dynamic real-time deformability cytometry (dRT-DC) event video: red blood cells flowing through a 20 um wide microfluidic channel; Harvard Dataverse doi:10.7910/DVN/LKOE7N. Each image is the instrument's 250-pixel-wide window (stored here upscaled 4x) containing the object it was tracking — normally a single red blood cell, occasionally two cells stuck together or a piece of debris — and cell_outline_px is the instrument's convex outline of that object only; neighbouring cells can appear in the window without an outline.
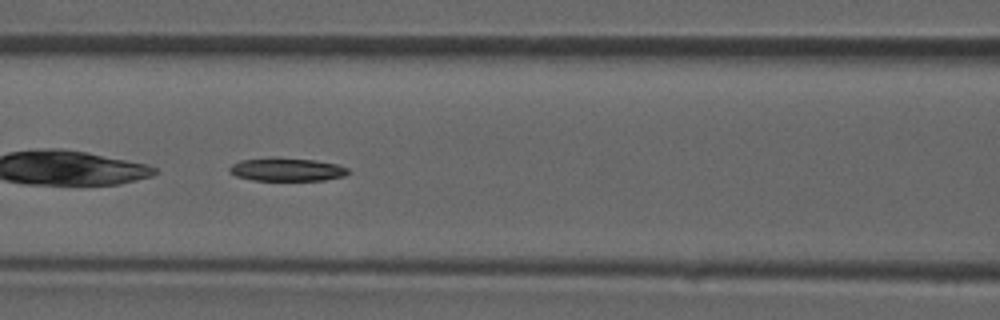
{"species": "common noctule bat (a hibernating species)", "species_latin": "Nyctalus noctula", "temperature_condition": "room temperature", "stored_images_in_passage": 37, "camera_frame_rate_fps": 3000, "um_per_image_px": 0.085, "animal": {"sex": "male", "forearm_length_mm": 52.5}, "frame": {"image": 1, "passage_image": 11, "time_ms": 3.333, "image_size_px": [1000, 320], "cell_outline_px": [[352, 172], [344, 176], [324, 180], [252, 180], [236, 176], [228, 172], [228, 168], [232, 164], [240, 160], [316, 160], [336, 164], [348, 168]], "centroid_in_image_um": [24.42, 14.45], "position_along_channel_um": 142.2, "area_um2": 15.32}}